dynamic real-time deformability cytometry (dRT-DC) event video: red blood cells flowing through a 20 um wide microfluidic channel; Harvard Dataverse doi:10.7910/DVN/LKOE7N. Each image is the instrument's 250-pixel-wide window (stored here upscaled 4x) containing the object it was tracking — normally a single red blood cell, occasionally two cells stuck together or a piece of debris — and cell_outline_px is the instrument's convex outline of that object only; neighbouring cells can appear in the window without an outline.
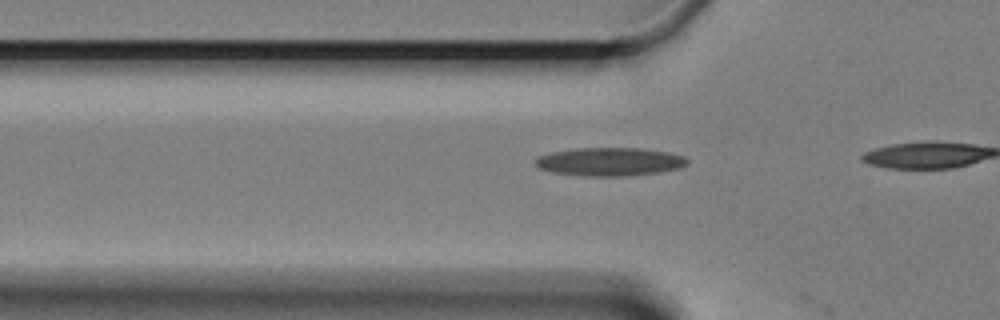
{"species": "Egyptian fruit bat (a non-hibernating species)", "species_latin": "Rousettus aegyptiacus", "temperature_condition": "cold", "stored_images_in_passage": 5, "camera_frame_rate_fps": 3000, "um_per_image_px": 0.085, "animal": {"sex": "female"}, "frame": {"image": 1, "passage_image": 4, "time_ms": 1.0, "image_size_px": [1000, 320], "cell_outline_px": [[688, 164], [680, 168], [660, 172], [632, 176], [584, 176], [552, 172], [540, 168], [532, 160], [540, 156], [552, 152], [576, 148], [640, 148], [668, 152], [684, 156], [688, 160]], "centroid_in_image_um": [51.85, 13.75], "position_along_channel_um": 73.9, "area_um2": 25.2}}